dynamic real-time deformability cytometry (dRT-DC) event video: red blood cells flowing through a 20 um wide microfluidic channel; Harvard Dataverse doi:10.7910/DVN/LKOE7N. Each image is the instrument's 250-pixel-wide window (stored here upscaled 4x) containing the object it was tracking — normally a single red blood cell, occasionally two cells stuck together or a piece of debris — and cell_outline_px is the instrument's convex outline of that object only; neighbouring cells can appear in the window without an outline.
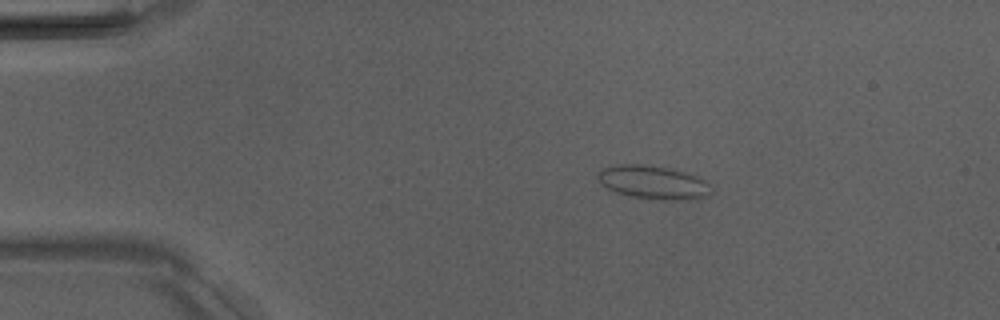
{"species": "Egyptian fruit bat (a non-hibernating species)", "species_latin": "Rousettus aegyptiacus", "temperature_condition": "room temperature", "stored_images_in_passage": 6, "camera_frame_rate_fps": 3000, "um_per_image_px": 0.085, "animal": {"sex": "male"}, "frame": {"image": 1, "passage_image": 2, "time_ms": 1.0, "image_size_px": [1000, 320], "cell_outline_px": [[712, 192], [708, 196], [696, 200], [664, 200], [632, 196], [616, 192], [608, 188], [596, 176], [604, 168], [620, 164], [640, 164], [668, 168], [700, 176], [708, 184]], "centroid_in_image_um": [55.6, 15.51], "position_along_channel_um": 29.4, "area_um2": 21.96}}
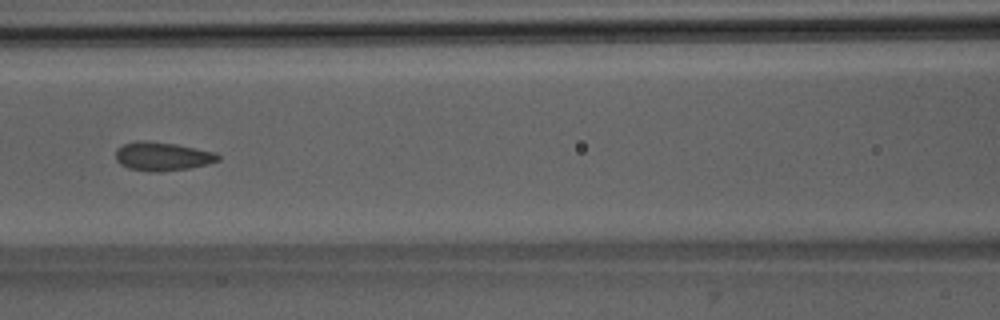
{"frame": {"image": 2, "passage_image": 6, "time_ms": 5.667, "image_size_px": [1000, 320], "cell_outline_px": [[220, 160], [208, 164], [188, 168], [160, 172], [148, 172], [128, 168], [120, 164], [116, 160], [116, 148], [124, 144], [140, 140], [176, 144], [216, 152], [220, 156]], "centroid_in_image_um": [13.8, 13.3], "position_along_channel_um": 152.8, "area_um2": 17.17}}